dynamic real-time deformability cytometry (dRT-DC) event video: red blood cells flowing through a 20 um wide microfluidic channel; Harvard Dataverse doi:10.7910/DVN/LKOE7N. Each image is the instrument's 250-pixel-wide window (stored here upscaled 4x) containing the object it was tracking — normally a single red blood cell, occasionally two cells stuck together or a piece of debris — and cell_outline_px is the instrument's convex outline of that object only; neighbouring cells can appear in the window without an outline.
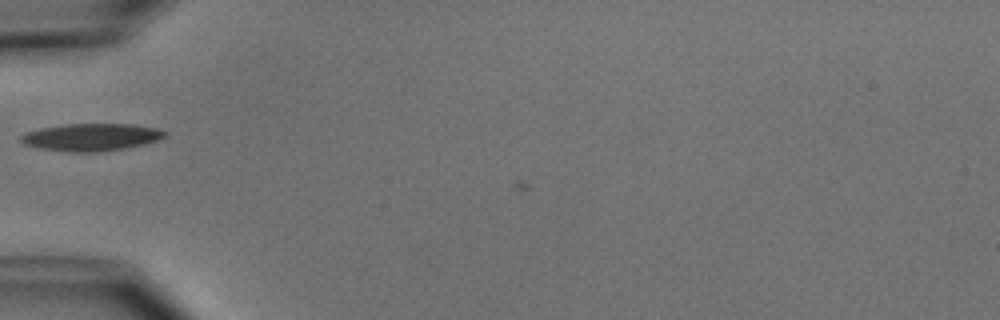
{"species": "common noctule bat (a hibernating species)", "species_latin": "Nyctalus noctula", "temperature_condition": "cold", "stored_images_in_passage": 1, "camera_frame_rate_fps": 3000, "um_per_image_px": 0.085, "animal": {"sex": "male", "body_mass_g": 15.6}, "frame": {"image": 1, "passage_image": 1, "time_ms": 0.0, "image_size_px": [1000, 320], "cell_outline_px": [[168, 132], [164, 136], [156, 140], [144, 144], [124, 148], [96, 152], [68, 152], [40, 148], [24, 144], [20, 140], [20, 136], [28, 132], [40, 128], [64, 124], [132, 124], [160, 128]], "centroid_in_image_um": [7.76, 11.65], "position_along_channel_um": 77.2, "area_um2": 22.89}}